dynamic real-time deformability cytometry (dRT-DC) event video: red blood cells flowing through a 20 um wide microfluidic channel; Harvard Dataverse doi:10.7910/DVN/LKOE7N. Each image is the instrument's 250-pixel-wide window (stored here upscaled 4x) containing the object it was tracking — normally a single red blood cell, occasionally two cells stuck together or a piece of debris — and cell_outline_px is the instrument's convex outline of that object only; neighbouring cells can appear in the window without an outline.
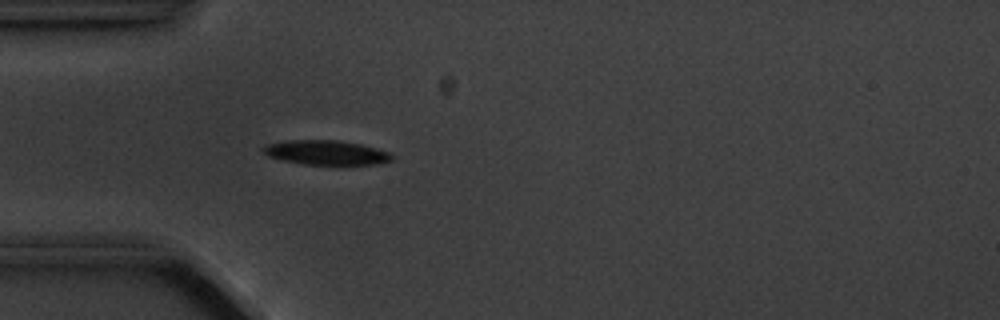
{"species": "common noctule bat (a hibernating species)", "species_latin": "Nyctalus noctula", "temperature_condition": "cold", "stored_images_in_passage": 4, "camera_frame_rate_fps": 3000, "um_per_image_px": 0.085, "animal": {"sex": "male", "body_mass_g": 20.1, "forearm_length_mm": 53.5}, "frame": {"image": 1, "passage_image": 4, "time_ms": 3.333, "image_size_px": [1000, 320], "cell_outline_px": [[392, 160], [376, 164], [304, 164], [284, 160], [268, 156], [260, 148], [264, 144], [288, 140], [336, 140], [360, 144], [376, 148], [388, 152], [392, 156]], "centroid_in_image_um": [27.67, 12.95], "position_along_channel_um": 57.3, "area_um2": 18.15}}